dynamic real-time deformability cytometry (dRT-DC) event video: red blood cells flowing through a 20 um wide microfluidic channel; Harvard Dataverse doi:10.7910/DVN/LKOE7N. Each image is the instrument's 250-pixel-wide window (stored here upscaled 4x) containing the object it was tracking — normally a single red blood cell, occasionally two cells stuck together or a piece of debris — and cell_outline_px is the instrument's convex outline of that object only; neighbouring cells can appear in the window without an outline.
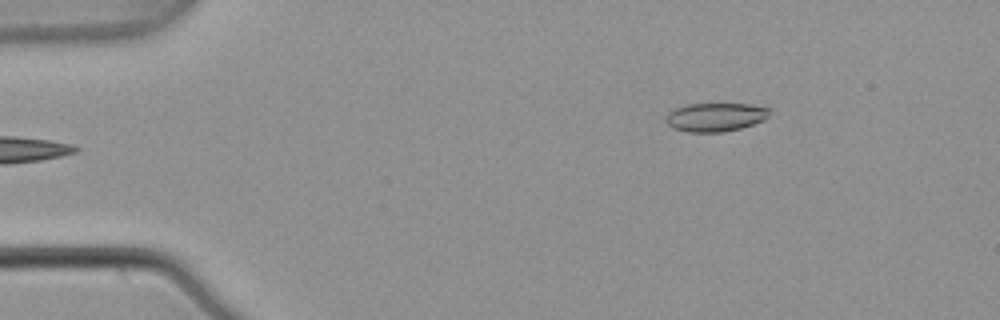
{"species": "common noctule bat (a hibernating species)", "species_latin": "Nyctalus noctula", "temperature_condition": "warm", "stored_images_in_passage": 3, "camera_frame_rate_fps": 3000, "um_per_image_px": 0.085, "animal": {"sex": "male", "body_mass_g": 21.5, "forearm_length_mm": 52.0}, "frame": {"image": 1, "passage_image": 3, "time_ms": 0.667, "image_size_px": [1000, 320], "cell_outline_px": [[772, 108], [768, 116], [764, 120], [740, 128], [724, 132], [688, 132], [672, 128], [664, 120], [664, 116], [668, 112], [676, 108], [688, 104], [748, 104]], "centroid_in_image_um": [60.79, 9.95], "position_along_channel_um": 24.2, "area_um2": 17.4}}